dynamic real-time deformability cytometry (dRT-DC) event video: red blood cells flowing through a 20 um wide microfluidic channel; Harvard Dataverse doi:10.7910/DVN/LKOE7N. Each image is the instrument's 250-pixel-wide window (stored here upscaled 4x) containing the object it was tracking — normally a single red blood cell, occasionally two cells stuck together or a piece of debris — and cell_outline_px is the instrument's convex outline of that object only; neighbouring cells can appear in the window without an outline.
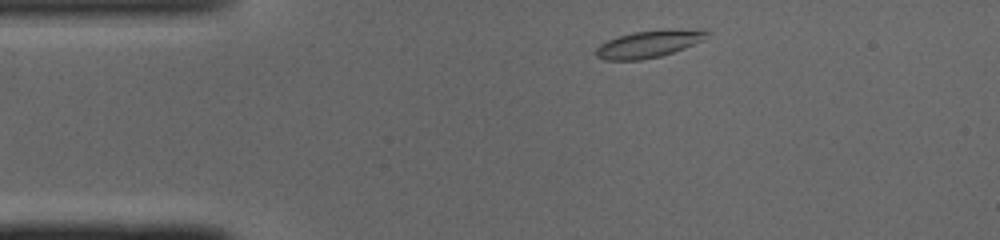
{"species": "common noctule bat (a hibernating species)", "species_latin": "Nyctalus noctula", "temperature_condition": "cold", "stored_images_in_passage": 42, "camera_frame_rate_fps": 3000, "um_per_image_px": 0.085, "animal": {"sex": "male", "body_mass_g": 19.0, "forearm_length_mm": 50.8}, "frame": {"image": 1, "passage_image": 2, "time_ms": 0.333, "image_size_px": [1000, 240], "cell_outline_px": [[712, 32], [704, 40], [684, 48], [660, 56], [640, 60], [604, 60], [596, 56], [596, 48], [600, 44], [608, 40], [632, 32], [668, 28], [704, 28]], "centroid_in_image_um": [55.25, 3.7], "position_along_channel_um": 29.8, "area_um2": 17.98}}
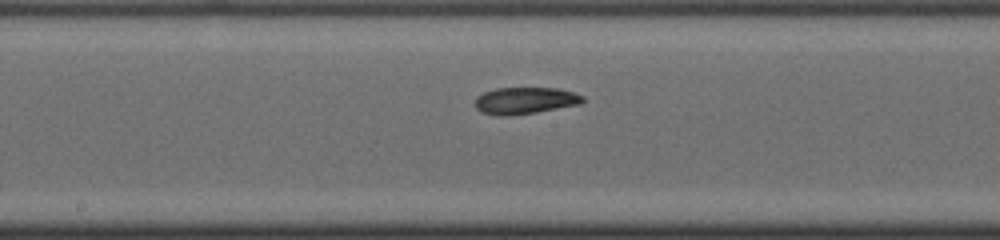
{"frame": {"image": 2, "passage_image": 18, "time_ms": 5.667, "image_size_px": [1000, 240], "cell_outline_px": [[584, 100], [580, 104], [536, 112], [508, 116], [496, 116], [480, 112], [476, 108], [476, 96], [484, 92], [496, 88], [560, 88], [584, 96]], "centroid_in_image_um": [44.61, 8.55], "position_along_channel_um": 203.6, "area_um2": 16.88}}
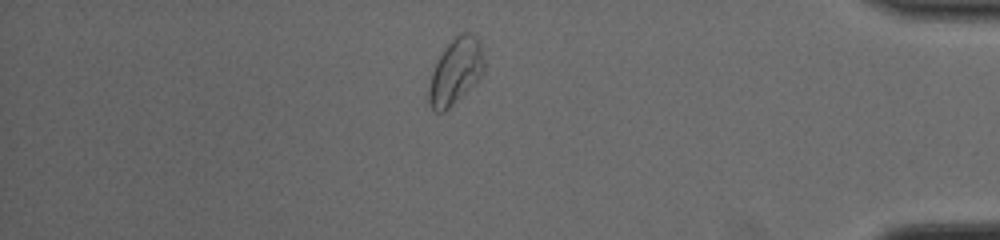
{"frame": {"image": 3, "passage_image": 35, "time_ms": 11.333, "image_size_px": [1000, 240], "cell_outline_px": [[484, 72], [480, 80], [476, 84], [444, 112], [436, 112], [428, 104], [428, 88], [432, 72], [444, 48], [460, 32], [468, 32], [476, 36], [480, 44], [484, 60]], "centroid_in_image_um": [38.74, 6.09], "position_along_channel_um": 396.5, "area_um2": 21.33}, "authors_computed_cell_mechanics": {"area_um2": 17.4556, "velocity_mm_per_s": 4.0674, "shape_relaxation_time_tau1_ms": null, "shape_relaxation_time_tau2_ms": 5.276, "deformation_change_tau1": null, "deformation_change_tau2": 0.0953}}